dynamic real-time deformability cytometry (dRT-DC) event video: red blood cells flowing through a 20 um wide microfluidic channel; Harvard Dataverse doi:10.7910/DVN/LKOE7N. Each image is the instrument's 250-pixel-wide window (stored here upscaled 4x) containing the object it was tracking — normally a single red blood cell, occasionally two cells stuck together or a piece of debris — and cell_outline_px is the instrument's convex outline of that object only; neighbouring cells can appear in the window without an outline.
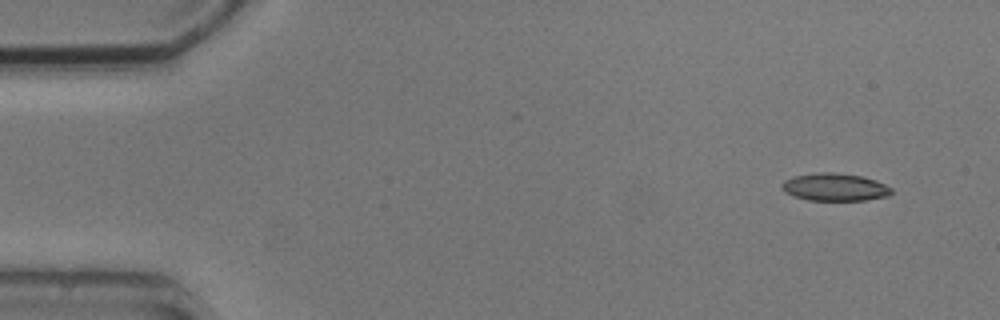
{"species": "common noctule bat (a hibernating species)", "species_latin": "Nyctalus noctula", "temperature_condition": "cold", "stored_images_in_passage": 4, "camera_frame_rate_fps": 3000, "um_per_image_px": 0.085, "animal": {"sex": "male", "body_mass_g": 20.5, "forearm_length_mm": 52.5}, "frame": {"image": 1, "passage_image": 1, "time_ms": 0.0, "image_size_px": [1000, 320], "cell_outline_px": [[892, 192], [888, 196], [864, 200], [808, 200], [792, 196], [784, 192], [780, 184], [784, 180], [792, 176], [816, 172], [832, 172], [860, 176], [876, 180], [892, 188]], "centroid_in_image_um": [70.91, 15.9], "position_along_channel_um": 14.1, "area_um2": 17.74}}
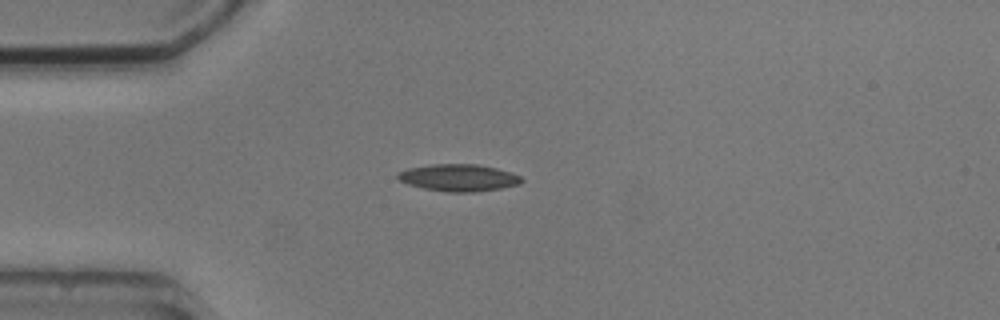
{"frame": {"image": 2, "passage_image": 4, "time_ms": 3.333, "image_size_px": [1000, 320], "cell_outline_px": [[524, 180], [520, 184], [500, 188], [472, 192], [448, 192], [424, 188], [408, 184], [400, 180], [396, 176], [396, 172], [408, 168], [432, 164], [476, 164], [496, 168], [512, 172], [520, 176]], "centroid_in_image_um": [38.98, 15.1], "position_along_channel_um": 46.0, "area_um2": 19.48}}